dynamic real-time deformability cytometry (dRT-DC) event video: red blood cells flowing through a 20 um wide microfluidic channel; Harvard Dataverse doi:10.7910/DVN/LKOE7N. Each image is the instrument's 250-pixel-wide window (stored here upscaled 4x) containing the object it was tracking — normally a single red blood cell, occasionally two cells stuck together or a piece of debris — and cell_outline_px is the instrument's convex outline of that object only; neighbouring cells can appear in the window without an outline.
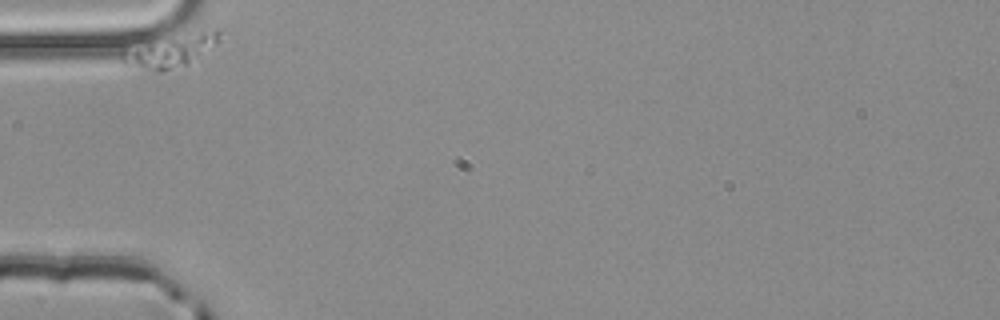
{"species": "common noctule bat (a hibernating species)", "species_latin": "Nyctalus noctula", "temperature_condition": "room temperature", "stored_images_in_passage": 7, "camera_frame_rate_fps": 3000, "um_per_image_px": 0.085, "animal": {"sex": "male", "body_mass_g": 20.4}, "frame": {"image": 1, "passage_image": 4, "time_ms": 1.0, "image_size_px": [1000, 320], "cell_outline_px": [[220, 40], [216, 44], [188, 64], [160, 72], [152, 72], [124, 64], [120, 60], [120, 56], [144, 36], [212, 32], [220, 32]], "centroid_in_image_um": [14.32, 4.3], "position_along_channel_um": 70.7, "area_um2": 19.07}}